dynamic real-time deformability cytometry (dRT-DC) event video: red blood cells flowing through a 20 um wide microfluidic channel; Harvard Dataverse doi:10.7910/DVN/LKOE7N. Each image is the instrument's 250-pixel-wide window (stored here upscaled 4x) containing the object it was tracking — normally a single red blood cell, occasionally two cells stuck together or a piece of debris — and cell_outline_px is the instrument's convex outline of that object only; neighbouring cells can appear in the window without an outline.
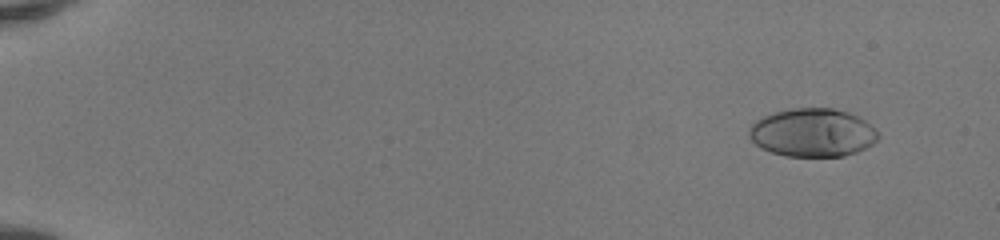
{"species": "human", "species_latin": "Homo sapiens", "temperature_condition": "room temperature", "stored_images_in_passage": 52, "camera_frame_rate_fps": 3000, "um_per_image_px": 0.085, "donor": {"sex": "female"}, "frame": {"image": 1, "passage_image": 5, "time_ms": 1.333, "image_size_px": [1000, 240], "cell_outline_px": [[880, 136], [872, 144], [856, 152], [844, 156], [784, 156], [760, 148], [748, 136], [748, 128], [756, 120], [764, 116], [776, 112], [792, 108], [832, 108], [848, 112], [864, 120], [876, 128]], "centroid_in_image_um": [69.06, 11.28], "position_along_channel_um": 15.9, "area_um2": 36.36}}
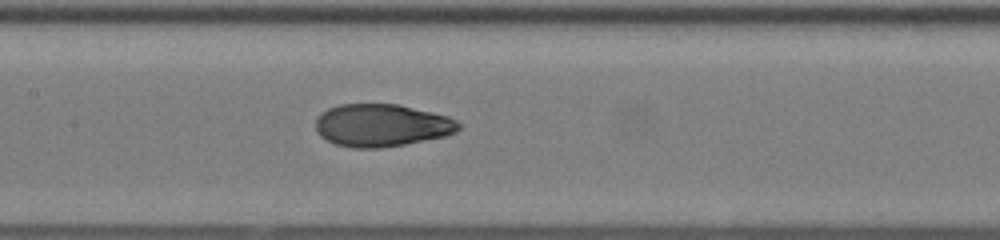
{"frame": {"image": 2, "passage_image": 28, "time_ms": 9.0, "image_size_px": [1000, 240], "cell_outline_px": [[460, 128], [456, 132], [444, 136], [404, 144], [380, 148], [352, 148], [336, 144], [320, 136], [316, 132], [316, 120], [320, 112], [328, 108], [340, 104], [396, 104], [432, 112], [448, 116], [456, 120], [460, 124]], "centroid_in_image_um": [32.41, 10.65], "position_along_channel_um": 175.0, "area_um2": 35.43}}
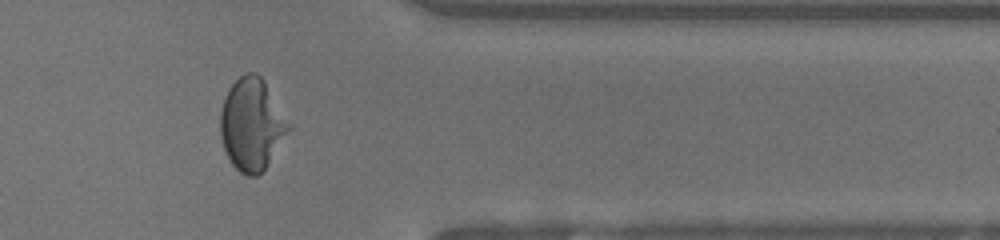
{"frame": {"image": 3, "passage_image": 44, "time_ms": 14.333, "image_size_px": [1000, 240], "cell_outline_px": [[292, 128], [264, 168], [256, 176], [248, 176], [240, 172], [232, 164], [224, 148], [220, 136], [220, 112], [228, 88], [244, 72], [256, 72], [264, 80]], "centroid_in_image_um": [21.39, 10.55], "position_along_channel_um": 390.0, "area_um2": 36.24}, "authors_computed_cell_mechanics": {"area_um2": 36.0672, "velocity_mm_per_s": 4.1785, "shape_relaxation_time_tau1_ms": 5.3277, "shape_relaxation_time_tau2_ms": 0.7417, "deformation_change_tau1": 0.2671, "deformation_change_tau2": 0.053}}